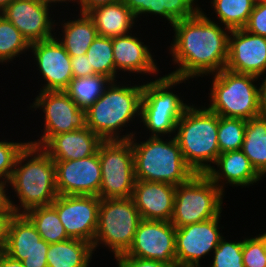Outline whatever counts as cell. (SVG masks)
Here are the masks:
<instances>
[{"instance_id": "1", "label": "cell", "mask_w": 266, "mask_h": 267, "mask_svg": "<svg viewBox=\"0 0 266 267\" xmlns=\"http://www.w3.org/2000/svg\"><path fill=\"white\" fill-rule=\"evenodd\" d=\"M204 13L200 7L193 17L172 25L175 33L169 52L178 68L168 75L191 79L216 74L226 67L231 30L221 28Z\"/></svg>"}, {"instance_id": "2", "label": "cell", "mask_w": 266, "mask_h": 267, "mask_svg": "<svg viewBox=\"0 0 266 267\" xmlns=\"http://www.w3.org/2000/svg\"><path fill=\"white\" fill-rule=\"evenodd\" d=\"M9 185L20 201L16 205L9 197L15 214L51 205L58 196L54 160L41 147L28 143L17 156Z\"/></svg>"}, {"instance_id": "3", "label": "cell", "mask_w": 266, "mask_h": 267, "mask_svg": "<svg viewBox=\"0 0 266 267\" xmlns=\"http://www.w3.org/2000/svg\"><path fill=\"white\" fill-rule=\"evenodd\" d=\"M112 81L86 110V123L102 140H130L135 132L120 135L123 127L140 118L143 84L128 86ZM128 125V126H127Z\"/></svg>"}, {"instance_id": "4", "label": "cell", "mask_w": 266, "mask_h": 267, "mask_svg": "<svg viewBox=\"0 0 266 267\" xmlns=\"http://www.w3.org/2000/svg\"><path fill=\"white\" fill-rule=\"evenodd\" d=\"M174 135L186 164L196 174H206L215 164L218 146V114L205 106L189 105L176 125Z\"/></svg>"}, {"instance_id": "5", "label": "cell", "mask_w": 266, "mask_h": 267, "mask_svg": "<svg viewBox=\"0 0 266 267\" xmlns=\"http://www.w3.org/2000/svg\"><path fill=\"white\" fill-rule=\"evenodd\" d=\"M135 138L134 135L130 140L136 180L178 186L187 182L195 174L184 161L174 136H171V139L166 138L165 141L158 136H150L140 143Z\"/></svg>"}, {"instance_id": "6", "label": "cell", "mask_w": 266, "mask_h": 267, "mask_svg": "<svg viewBox=\"0 0 266 267\" xmlns=\"http://www.w3.org/2000/svg\"><path fill=\"white\" fill-rule=\"evenodd\" d=\"M189 79L163 75L143 84L140 123L151 132L150 136L171 137L176 133V125L189 106L182 98L171 91L174 86ZM171 88V89H170Z\"/></svg>"}, {"instance_id": "7", "label": "cell", "mask_w": 266, "mask_h": 267, "mask_svg": "<svg viewBox=\"0 0 266 267\" xmlns=\"http://www.w3.org/2000/svg\"><path fill=\"white\" fill-rule=\"evenodd\" d=\"M208 109L219 116L249 120L259 116L257 76L226 68L213 74Z\"/></svg>"}, {"instance_id": "8", "label": "cell", "mask_w": 266, "mask_h": 267, "mask_svg": "<svg viewBox=\"0 0 266 267\" xmlns=\"http://www.w3.org/2000/svg\"><path fill=\"white\" fill-rule=\"evenodd\" d=\"M224 192L206 174H194L176 186L173 214L175 228L200 223L222 212Z\"/></svg>"}, {"instance_id": "9", "label": "cell", "mask_w": 266, "mask_h": 267, "mask_svg": "<svg viewBox=\"0 0 266 267\" xmlns=\"http://www.w3.org/2000/svg\"><path fill=\"white\" fill-rule=\"evenodd\" d=\"M142 220L132 198L100 199L97 231L93 250L101 244L116 258L131 246L138 224Z\"/></svg>"}, {"instance_id": "10", "label": "cell", "mask_w": 266, "mask_h": 267, "mask_svg": "<svg viewBox=\"0 0 266 267\" xmlns=\"http://www.w3.org/2000/svg\"><path fill=\"white\" fill-rule=\"evenodd\" d=\"M97 151L102 173L98 197L130 198L136 181L131 140H103Z\"/></svg>"}, {"instance_id": "11", "label": "cell", "mask_w": 266, "mask_h": 267, "mask_svg": "<svg viewBox=\"0 0 266 267\" xmlns=\"http://www.w3.org/2000/svg\"><path fill=\"white\" fill-rule=\"evenodd\" d=\"M30 109H42L44 131L37 141L30 144L42 147L52 136L87 127L86 111L80 109L65 91H42Z\"/></svg>"}, {"instance_id": "12", "label": "cell", "mask_w": 266, "mask_h": 267, "mask_svg": "<svg viewBox=\"0 0 266 267\" xmlns=\"http://www.w3.org/2000/svg\"><path fill=\"white\" fill-rule=\"evenodd\" d=\"M51 206L69 238L93 244L100 207L98 196L58 195Z\"/></svg>"}, {"instance_id": "13", "label": "cell", "mask_w": 266, "mask_h": 267, "mask_svg": "<svg viewBox=\"0 0 266 267\" xmlns=\"http://www.w3.org/2000/svg\"><path fill=\"white\" fill-rule=\"evenodd\" d=\"M176 228L170 221L141 220L128 251L122 255L176 264Z\"/></svg>"}, {"instance_id": "14", "label": "cell", "mask_w": 266, "mask_h": 267, "mask_svg": "<svg viewBox=\"0 0 266 267\" xmlns=\"http://www.w3.org/2000/svg\"><path fill=\"white\" fill-rule=\"evenodd\" d=\"M221 214L209 220L176 228L177 267H201L200 259L213 252L220 240Z\"/></svg>"}, {"instance_id": "15", "label": "cell", "mask_w": 266, "mask_h": 267, "mask_svg": "<svg viewBox=\"0 0 266 267\" xmlns=\"http://www.w3.org/2000/svg\"><path fill=\"white\" fill-rule=\"evenodd\" d=\"M58 195L98 196L102 173L98 151L78 160H54Z\"/></svg>"}, {"instance_id": "16", "label": "cell", "mask_w": 266, "mask_h": 267, "mask_svg": "<svg viewBox=\"0 0 266 267\" xmlns=\"http://www.w3.org/2000/svg\"><path fill=\"white\" fill-rule=\"evenodd\" d=\"M48 249L49 243L42 239L25 214H15L12 217L3 250L7 255L22 261L24 267H48Z\"/></svg>"}, {"instance_id": "17", "label": "cell", "mask_w": 266, "mask_h": 267, "mask_svg": "<svg viewBox=\"0 0 266 267\" xmlns=\"http://www.w3.org/2000/svg\"><path fill=\"white\" fill-rule=\"evenodd\" d=\"M49 8L50 6L40 0H13L0 14L21 32L29 44H32L56 35L53 30L57 23L50 17L52 14Z\"/></svg>"}, {"instance_id": "18", "label": "cell", "mask_w": 266, "mask_h": 267, "mask_svg": "<svg viewBox=\"0 0 266 267\" xmlns=\"http://www.w3.org/2000/svg\"><path fill=\"white\" fill-rule=\"evenodd\" d=\"M30 50L40 75L43 77L42 91H64L73 79L71 56L57 37L30 44Z\"/></svg>"}, {"instance_id": "19", "label": "cell", "mask_w": 266, "mask_h": 267, "mask_svg": "<svg viewBox=\"0 0 266 267\" xmlns=\"http://www.w3.org/2000/svg\"><path fill=\"white\" fill-rule=\"evenodd\" d=\"M225 68L257 77L266 74V37L244 29L231 30Z\"/></svg>"}, {"instance_id": "20", "label": "cell", "mask_w": 266, "mask_h": 267, "mask_svg": "<svg viewBox=\"0 0 266 267\" xmlns=\"http://www.w3.org/2000/svg\"><path fill=\"white\" fill-rule=\"evenodd\" d=\"M175 191L172 184L136 180L131 198L143 220L170 221Z\"/></svg>"}, {"instance_id": "21", "label": "cell", "mask_w": 266, "mask_h": 267, "mask_svg": "<svg viewBox=\"0 0 266 267\" xmlns=\"http://www.w3.org/2000/svg\"><path fill=\"white\" fill-rule=\"evenodd\" d=\"M115 63V81L117 72L126 71L136 74H159V68L152 56L149 46L141 39L128 33L112 38ZM149 48V49H148ZM119 70V71H118Z\"/></svg>"}, {"instance_id": "22", "label": "cell", "mask_w": 266, "mask_h": 267, "mask_svg": "<svg viewBox=\"0 0 266 267\" xmlns=\"http://www.w3.org/2000/svg\"><path fill=\"white\" fill-rule=\"evenodd\" d=\"M214 165H217L219 170ZM214 165L207 171L206 175L224 193L225 184L243 188L244 186H252L263 179L241 149L219 154Z\"/></svg>"}, {"instance_id": "23", "label": "cell", "mask_w": 266, "mask_h": 267, "mask_svg": "<svg viewBox=\"0 0 266 267\" xmlns=\"http://www.w3.org/2000/svg\"><path fill=\"white\" fill-rule=\"evenodd\" d=\"M103 140L90 128L52 136L41 148L53 160H78L94 155Z\"/></svg>"}, {"instance_id": "24", "label": "cell", "mask_w": 266, "mask_h": 267, "mask_svg": "<svg viewBox=\"0 0 266 267\" xmlns=\"http://www.w3.org/2000/svg\"><path fill=\"white\" fill-rule=\"evenodd\" d=\"M87 14L93 20L98 35L102 37L126 35L132 32L131 29L137 22L122 0L94 7Z\"/></svg>"}, {"instance_id": "25", "label": "cell", "mask_w": 266, "mask_h": 267, "mask_svg": "<svg viewBox=\"0 0 266 267\" xmlns=\"http://www.w3.org/2000/svg\"><path fill=\"white\" fill-rule=\"evenodd\" d=\"M74 20L62 21V37L57 40L71 57L86 55L92 42L99 36L93 20L87 13L78 14Z\"/></svg>"}, {"instance_id": "26", "label": "cell", "mask_w": 266, "mask_h": 267, "mask_svg": "<svg viewBox=\"0 0 266 267\" xmlns=\"http://www.w3.org/2000/svg\"><path fill=\"white\" fill-rule=\"evenodd\" d=\"M94 253L89 242L69 238L49 244L46 254L48 267H89Z\"/></svg>"}, {"instance_id": "27", "label": "cell", "mask_w": 266, "mask_h": 267, "mask_svg": "<svg viewBox=\"0 0 266 267\" xmlns=\"http://www.w3.org/2000/svg\"><path fill=\"white\" fill-rule=\"evenodd\" d=\"M241 150L255 170L266 177V118L257 116L246 120Z\"/></svg>"}, {"instance_id": "28", "label": "cell", "mask_w": 266, "mask_h": 267, "mask_svg": "<svg viewBox=\"0 0 266 267\" xmlns=\"http://www.w3.org/2000/svg\"><path fill=\"white\" fill-rule=\"evenodd\" d=\"M112 80L103 75L73 78L64 90L85 111L105 92Z\"/></svg>"}, {"instance_id": "29", "label": "cell", "mask_w": 266, "mask_h": 267, "mask_svg": "<svg viewBox=\"0 0 266 267\" xmlns=\"http://www.w3.org/2000/svg\"><path fill=\"white\" fill-rule=\"evenodd\" d=\"M25 215L45 242L51 244L69 239L57 211L51 205L32 208Z\"/></svg>"}, {"instance_id": "30", "label": "cell", "mask_w": 266, "mask_h": 267, "mask_svg": "<svg viewBox=\"0 0 266 267\" xmlns=\"http://www.w3.org/2000/svg\"><path fill=\"white\" fill-rule=\"evenodd\" d=\"M252 0H212L211 6L224 27L243 29L254 8Z\"/></svg>"}, {"instance_id": "31", "label": "cell", "mask_w": 266, "mask_h": 267, "mask_svg": "<svg viewBox=\"0 0 266 267\" xmlns=\"http://www.w3.org/2000/svg\"><path fill=\"white\" fill-rule=\"evenodd\" d=\"M86 57L96 74L115 81L112 38L98 36L90 45Z\"/></svg>"}, {"instance_id": "32", "label": "cell", "mask_w": 266, "mask_h": 267, "mask_svg": "<svg viewBox=\"0 0 266 267\" xmlns=\"http://www.w3.org/2000/svg\"><path fill=\"white\" fill-rule=\"evenodd\" d=\"M30 51V44L21 32L0 14V63H7Z\"/></svg>"}, {"instance_id": "33", "label": "cell", "mask_w": 266, "mask_h": 267, "mask_svg": "<svg viewBox=\"0 0 266 267\" xmlns=\"http://www.w3.org/2000/svg\"><path fill=\"white\" fill-rule=\"evenodd\" d=\"M246 120L218 115V146L220 154L240 150L245 137Z\"/></svg>"}, {"instance_id": "34", "label": "cell", "mask_w": 266, "mask_h": 267, "mask_svg": "<svg viewBox=\"0 0 266 267\" xmlns=\"http://www.w3.org/2000/svg\"><path fill=\"white\" fill-rule=\"evenodd\" d=\"M223 237L217 248L213 251V260L210 267H244L243 264V240L226 241Z\"/></svg>"}, {"instance_id": "35", "label": "cell", "mask_w": 266, "mask_h": 267, "mask_svg": "<svg viewBox=\"0 0 266 267\" xmlns=\"http://www.w3.org/2000/svg\"><path fill=\"white\" fill-rule=\"evenodd\" d=\"M195 2L198 0H160V16L172 26L176 21L193 17L200 10Z\"/></svg>"}, {"instance_id": "36", "label": "cell", "mask_w": 266, "mask_h": 267, "mask_svg": "<svg viewBox=\"0 0 266 267\" xmlns=\"http://www.w3.org/2000/svg\"><path fill=\"white\" fill-rule=\"evenodd\" d=\"M244 267H266V232L243 239Z\"/></svg>"}, {"instance_id": "37", "label": "cell", "mask_w": 266, "mask_h": 267, "mask_svg": "<svg viewBox=\"0 0 266 267\" xmlns=\"http://www.w3.org/2000/svg\"><path fill=\"white\" fill-rule=\"evenodd\" d=\"M28 143L0 141V180L9 181L17 156Z\"/></svg>"}, {"instance_id": "38", "label": "cell", "mask_w": 266, "mask_h": 267, "mask_svg": "<svg viewBox=\"0 0 266 267\" xmlns=\"http://www.w3.org/2000/svg\"><path fill=\"white\" fill-rule=\"evenodd\" d=\"M243 29L247 32L266 37V2L254 5L248 22Z\"/></svg>"}, {"instance_id": "39", "label": "cell", "mask_w": 266, "mask_h": 267, "mask_svg": "<svg viewBox=\"0 0 266 267\" xmlns=\"http://www.w3.org/2000/svg\"><path fill=\"white\" fill-rule=\"evenodd\" d=\"M124 4L131 10L135 19L142 14H154L160 16V0H122Z\"/></svg>"}, {"instance_id": "40", "label": "cell", "mask_w": 266, "mask_h": 267, "mask_svg": "<svg viewBox=\"0 0 266 267\" xmlns=\"http://www.w3.org/2000/svg\"><path fill=\"white\" fill-rule=\"evenodd\" d=\"M115 259L118 267H177V265H169L155 260L142 259L128 255H119Z\"/></svg>"}, {"instance_id": "41", "label": "cell", "mask_w": 266, "mask_h": 267, "mask_svg": "<svg viewBox=\"0 0 266 267\" xmlns=\"http://www.w3.org/2000/svg\"><path fill=\"white\" fill-rule=\"evenodd\" d=\"M73 78H81L95 75L86 55L71 57Z\"/></svg>"}, {"instance_id": "42", "label": "cell", "mask_w": 266, "mask_h": 267, "mask_svg": "<svg viewBox=\"0 0 266 267\" xmlns=\"http://www.w3.org/2000/svg\"><path fill=\"white\" fill-rule=\"evenodd\" d=\"M15 212L11 206L0 209V249L3 251L7 242L9 224Z\"/></svg>"}, {"instance_id": "43", "label": "cell", "mask_w": 266, "mask_h": 267, "mask_svg": "<svg viewBox=\"0 0 266 267\" xmlns=\"http://www.w3.org/2000/svg\"><path fill=\"white\" fill-rule=\"evenodd\" d=\"M262 84L258 87L259 116L266 118V75Z\"/></svg>"}, {"instance_id": "44", "label": "cell", "mask_w": 266, "mask_h": 267, "mask_svg": "<svg viewBox=\"0 0 266 267\" xmlns=\"http://www.w3.org/2000/svg\"><path fill=\"white\" fill-rule=\"evenodd\" d=\"M116 1L121 0H81L80 3V13H87L89 10H91L94 7H98L100 5L110 4Z\"/></svg>"}, {"instance_id": "45", "label": "cell", "mask_w": 266, "mask_h": 267, "mask_svg": "<svg viewBox=\"0 0 266 267\" xmlns=\"http://www.w3.org/2000/svg\"><path fill=\"white\" fill-rule=\"evenodd\" d=\"M0 267H24L22 261L15 260L4 251L0 254Z\"/></svg>"}, {"instance_id": "46", "label": "cell", "mask_w": 266, "mask_h": 267, "mask_svg": "<svg viewBox=\"0 0 266 267\" xmlns=\"http://www.w3.org/2000/svg\"><path fill=\"white\" fill-rule=\"evenodd\" d=\"M7 187H9L8 182H6L4 180H0V209H5L6 207L10 206L9 197H11V196L7 195V193H8Z\"/></svg>"}, {"instance_id": "47", "label": "cell", "mask_w": 266, "mask_h": 267, "mask_svg": "<svg viewBox=\"0 0 266 267\" xmlns=\"http://www.w3.org/2000/svg\"><path fill=\"white\" fill-rule=\"evenodd\" d=\"M40 1H42L44 4H47L50 7L53 3L57 4V3H62V2L64 3L65 2L67 4V1H68V3L71 1L77 2V4H79V5L81 3V0H40Z\"/></svg>"}, {"instance_id": "48", "label": "cell", "mask_w": 266, "mask_h": 267, "mask_svg": "<svg viewBox=\"0 0 266 267\" xmlns=\"http://www.w3.org/2000/svg\"><path fill=\"white\" fill-rule=\"evenodd\" d=\"M13 0H0V12L6 8Z\"/></svg>"}, {"instance_id": "49", "label": "cell", "mask_w": 266, "mask_h": 267, "mask_svg": "<svg viewBox=\"0 0 266 267\" xmlns=\"http://www.w3.org/2000/svg\"><path fill=\"white\" fill-rule=\"evenodd\" d=\"M252 2H253L254 4H258V3H265L266 0H252Z\"/></svg>"}]
</instances>
